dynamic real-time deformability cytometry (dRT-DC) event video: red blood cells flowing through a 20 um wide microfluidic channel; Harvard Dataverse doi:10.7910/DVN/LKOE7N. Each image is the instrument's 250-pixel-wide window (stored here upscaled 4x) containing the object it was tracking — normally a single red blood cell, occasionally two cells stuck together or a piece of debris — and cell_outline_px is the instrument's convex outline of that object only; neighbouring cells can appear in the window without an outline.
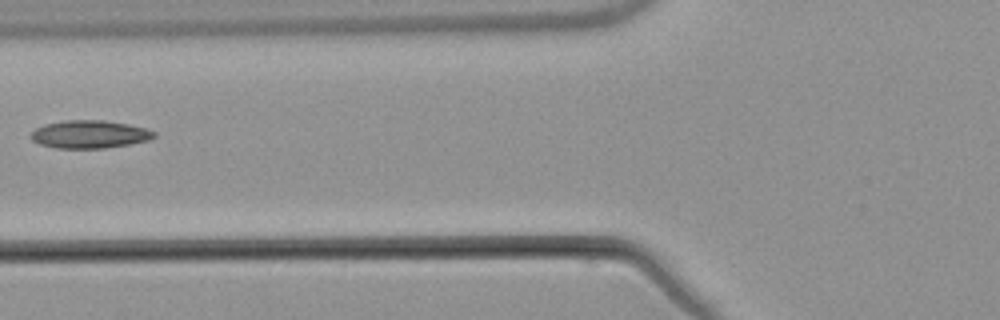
{"species": "common noctule bat (a hibernating species)", "species_latin": "Nyctalus noctula", "temperature_condition": "warm", "stored_images_in_passage": 4, "camera_frame_rate_fps": 3000, "um_per_image_px": 0.085, "animal": {"sex": "male", "body_mass_g": 21.5, "forearm_length_mm": 52.0}, "frame": {"image": 1, "passage_image": 3, "time_ms": 2.667, "image_size_px": [1000, 320], "cell_outline_px": [[156, 136], [148, 140], [128, 144], [104, 148], [56, 148], [40, 144], [32, 140], [28, 136], [36, 128], [44, 124], [64, 120], [104, 120], [128, 124], [144, 128], [156, 132]], "centroid_in_image_um": [7.58, 11.41], "position_along_channel_um": 118.2, "area_um2": 20.0}}
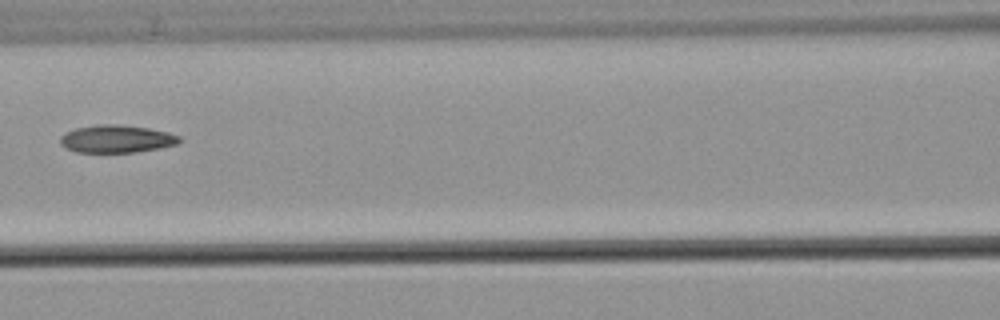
{"frame": {"image": 2, "passage_image": 4, "time_ms": 3.667, "image_size_px": [1000, 320], "cell_outline_px": [[184, 140], [176, 144], [160, 148], [136, 152], [76, 152], [64, 148], [60, 144], [60, 136], [64, 132], [76, 128], [100, 124], [116, 124], [148, 128], [168, 132], [180, 136]], "centroid_in_image_um": [9.9, 11.81], "position_along_channel_um": 156.7, "area_um2": 19.36}}